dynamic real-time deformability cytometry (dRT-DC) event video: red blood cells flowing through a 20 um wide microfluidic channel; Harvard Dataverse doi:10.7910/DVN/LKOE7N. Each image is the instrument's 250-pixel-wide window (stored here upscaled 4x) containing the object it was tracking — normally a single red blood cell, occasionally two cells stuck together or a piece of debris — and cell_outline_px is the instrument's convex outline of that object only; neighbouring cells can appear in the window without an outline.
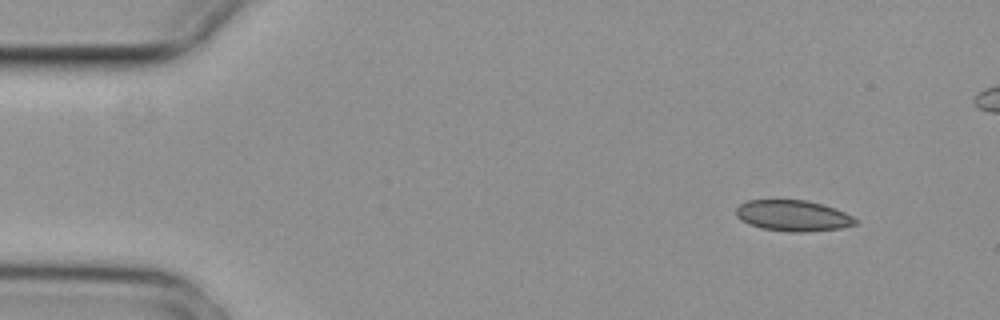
{"species": "common noctule bat (a hibernating species)", "species_latin": "Nyctalus noctula", "temperature_condition": "cold", "stored_images_in_passage": 4, "camera_frame_rate_fps": 3000, "um_per_image_px": 0.085, "animal": {"sex": "female", "body_mass_g": 29.2, "forearm_length_mm": 56.3}, "frame": {"image": 1, "passage_image": 1, "time_ms": 0.0, "image_size_px": [1000, 320], "cell_outline_px": [[856, 224], [840, 228], [804, 232], [788, 232], [760, 228], [748, 224], [736, 216], [736, 208], [740, 204], [748, 200], [804, 200], [836, 208], [852, 216], [856, 220]], "centroid_in_image_um": [67.37, 18.34], "position_along_channel_um": 17.6, "area_um2": 21.44}}